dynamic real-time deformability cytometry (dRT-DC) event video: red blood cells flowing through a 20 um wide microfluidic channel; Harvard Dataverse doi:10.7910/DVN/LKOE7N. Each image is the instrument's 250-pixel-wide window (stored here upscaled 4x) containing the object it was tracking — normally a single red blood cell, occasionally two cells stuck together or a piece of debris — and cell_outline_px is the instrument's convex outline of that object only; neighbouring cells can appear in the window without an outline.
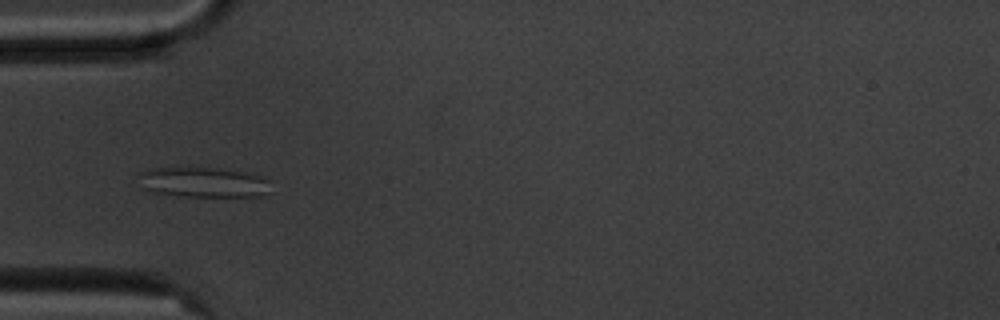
{"species": "common noctule bat (a hibernating species)", "species_latin": "Nyctalus noctula", "temperature_condition": "cold", "stored_images_in_passage": 9, "camera_frame_rate_fps": 3000, "um_per_image_px": 0.085, "animal": {"sex": "male", "body_mass_g": 20.1, "forearm_length_mm": 53.5}, "frame": {"image": 1, "passage_image": 6, "time_ms": 5.667, "image_size_px": [1000, 320], "cell_outline_px": [[272, 192], [260, 196], [176, 196], [152, 192], [144, 188], [136, 172], [152, 168], [212, 168], [240, 172], [256, 176], [268, 180]], "centroid_in_image_um": [17.23, 15.51], "position_along_channel_um": 67.8, "area_um2": 23.0}}
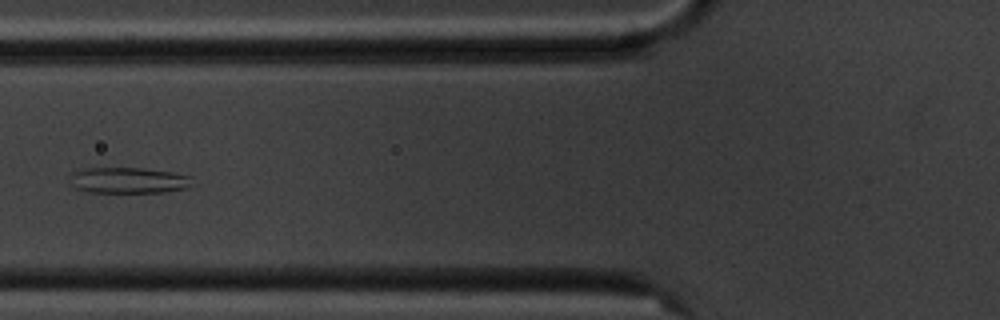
{"frame": {"image": 2, "passage_image": 7, "time_ms": 7.0, "image_size_px": [1000, 320], "cell_outline_px": [[196, 184], [188, 188], [164, 192], [88, 192], [76, 188], [72, 184], [72, 172], [84, 168], [144, 168], [172, 172], [192, 176]], "centroid_in_image_um": [11.02, 15.33], "position_along_channel_um": 114.8, "area_um2": 18.67}}